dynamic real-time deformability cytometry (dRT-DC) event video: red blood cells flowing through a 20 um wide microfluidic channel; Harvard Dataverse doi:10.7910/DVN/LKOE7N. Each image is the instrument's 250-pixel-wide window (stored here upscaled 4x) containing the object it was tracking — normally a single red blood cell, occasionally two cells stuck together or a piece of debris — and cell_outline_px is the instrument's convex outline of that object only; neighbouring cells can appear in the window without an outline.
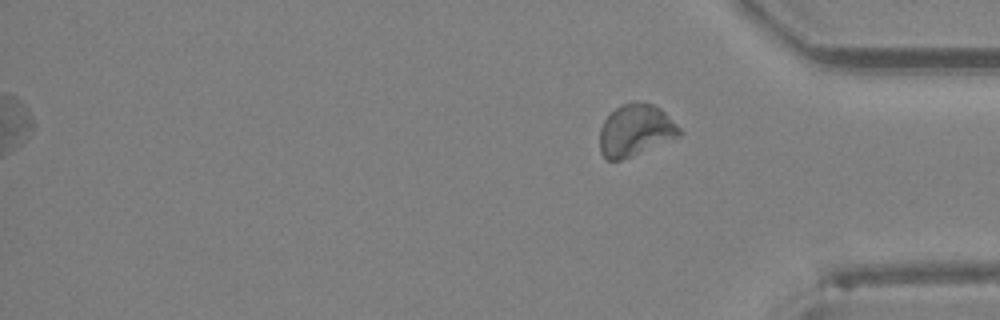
{"species": "Egyptian fruit bat (a non-hibernating species)", "species_latin": "Rousettus aegyptiacus", "temperature_condition": "room temperature", "stored_images_in_passage": 21, "camera_frame_rate_fps": 3000, "um_per_image_px": 0.085, "animal": {"sex": "female"}, "frame": {"image": 1, "passage_image": 21, "time_ms": 6.667, "image_size_px": [1000, 320], "cell_outline_px": [[684, 132], [680, 136], [632, 156], [620, 160], [608, 160], [600, 152], [600, 128], [604, 120], [620, 104], [632, 100], [636, 100], [652, 104], [660, 108]], "centroid_in_image_um": [54.01, 11.05], "position_along_channel_um": 381.2, "area_um2": 24.1}}